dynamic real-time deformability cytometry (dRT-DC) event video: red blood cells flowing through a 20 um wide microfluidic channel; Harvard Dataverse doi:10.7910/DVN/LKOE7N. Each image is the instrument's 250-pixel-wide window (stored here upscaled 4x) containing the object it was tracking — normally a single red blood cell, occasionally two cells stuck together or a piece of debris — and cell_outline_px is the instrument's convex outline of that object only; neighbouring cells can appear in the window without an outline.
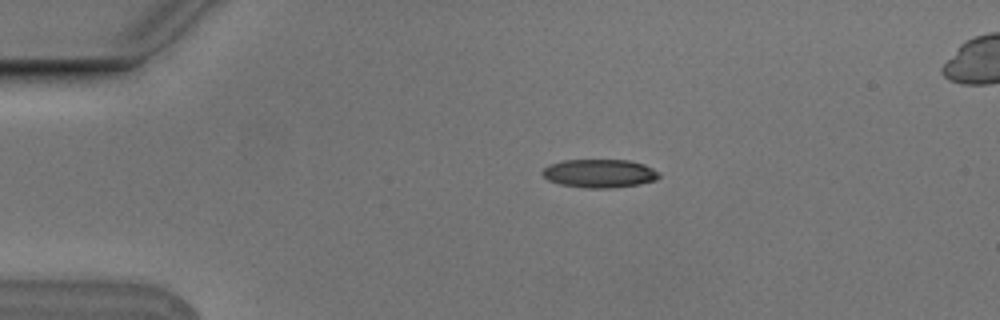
{"species": "Egyptian fruit bat (a non-hibernating species)", "species_latin": "Rousettus aegyptiacus", "temperature_condition": "cold", "stored_images_in_passage": 5, "camera_frame_rate_fps": 3000, "um_per_image_px": 0.085, "animal": {"sex": "male"}, "frame": {"image": 1, "passage_image": 2, "time_ms": 0.333, "image_size_px": [1000, 320], "cell_outline_px": [[660, 176], [656, 180], [640, 184], [612, 188], [584, 188], [560, 184], [548, 180], [540, 172], [548, 164], [564, 160], [628, 160], [644, 164], [660, 172]], "centroid_in_image_um": [50.96, 14.74], "position_along_channel_um": 34.0, "area_um2": 19.48}}